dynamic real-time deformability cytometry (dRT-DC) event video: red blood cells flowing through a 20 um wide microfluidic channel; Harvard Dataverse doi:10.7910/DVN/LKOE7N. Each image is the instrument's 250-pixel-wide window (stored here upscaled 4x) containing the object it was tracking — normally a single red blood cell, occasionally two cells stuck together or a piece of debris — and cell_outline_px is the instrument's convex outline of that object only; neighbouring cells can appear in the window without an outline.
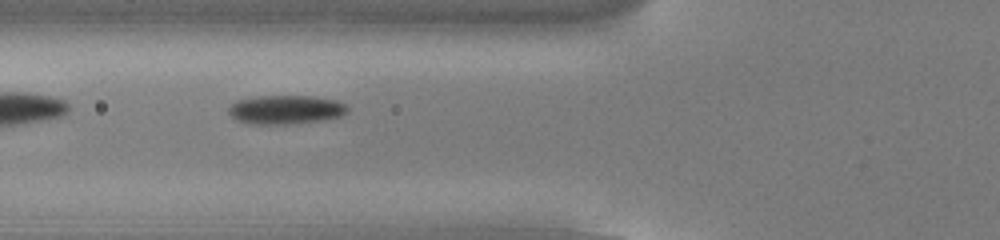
{"species": "common noctule bat (a hibernating species)", "species_latin": "Nyctalus noctula", "temperature_condition": "cold", "stored_images_in_passage": 37, "camera_frame_rate_fps": 3000, "um_per_image_px": 0.085, "animal": {"sex": "male", "body_mass_g": 13.0, "forearm_length_mm": 53.1}, "frame": {"image": 1, "passage_image": 3, "time_ms": 0.667, "image_size_px": [1000, 240], "cell_outline_px": [[348, 112], [340, 116], [324, 120], [288, 124], [252, 124], [236, 120], [228, 112], [228, 108], [236, 100], [260, 96], [312, 96], [336, 100], [344, 104], [348, 108]], "centroid_in_image_um": [24.28, 9.32], "position_along_channel_um": 101.5, "area_um2": 20.0}}
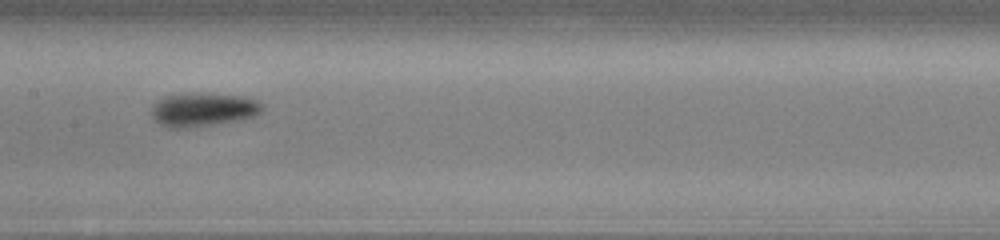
{"frame": {"image": 2, "passage_image": 10, "time_ms": 3.0, "image_size_px": [1000, 240], "cell_outline_px": [[264, 104], [260, 112], [252, 116], [212, 124], [188, 128], [168, 128], [160, 124], [152, 116], [152, 108], [164, 96], [188, 92], [200, 92], [240, 96], [256, 100]], "centroid_in_image_um": [17.22, 9.29], "position_along_channel_um": 190.2, "area_um2": 21.44}}
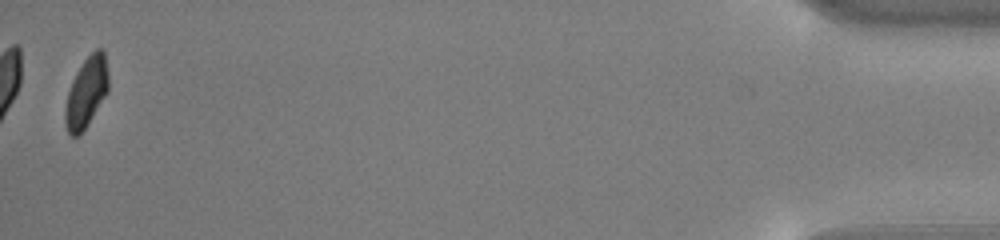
{"frame": {"image": 3, "passage_image": 36, "time_ms": 11.667, "image_size_px": [1000, 240], "cell_outline_px": [[108, 92], [80, 136], [72, 136], [68, 132], [64, 124], [64, 112], [68, 92], [72, 80], [76, 72], [84, 60], [96, 48], [104, 48], [108, 72]], "centroid_in_image_um": [7.34, 7.84], "position_along_channel_um": 427.9, "area_um2": 17.86}}